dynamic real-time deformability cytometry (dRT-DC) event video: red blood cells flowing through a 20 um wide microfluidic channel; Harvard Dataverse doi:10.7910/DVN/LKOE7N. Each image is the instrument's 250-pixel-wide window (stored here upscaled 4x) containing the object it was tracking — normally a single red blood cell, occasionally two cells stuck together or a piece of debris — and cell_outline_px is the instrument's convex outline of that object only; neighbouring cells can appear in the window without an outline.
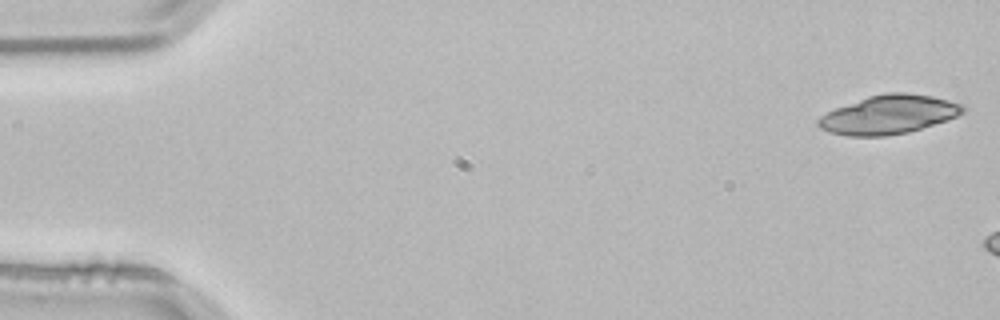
{"species": "common noctule bat (a hibernating species)", "species_latin": "Nyctalus noctula", "temperature_condition": "room temperature", "stored_images_in_passage": 4, "camera_frame_rate_fps": 3000, "um_per_image_px": 0.085, "animal": {"sex": "male", "body_mass_g": 21.5, "forearm_length_mm": 52.0}, "frame": {"image": 1, "passage_image": 4, "time_ms": 1.0, "image_size_px": [1000, 320], "cell_outline_px": [[964, 112], [948, 120], [908, 132], [884, 136], [848, 136], [832, 132], [820, 128], [816, 124], [816, 120], [820, 116], [836, 108], [868, 96], [888, 92], [904, 92], [932, 96], [964, 104]], "centroid_in_image_um": [75.55, 9.74], "position_along_channel_um": 9.5, "area_um2": 32.54}}